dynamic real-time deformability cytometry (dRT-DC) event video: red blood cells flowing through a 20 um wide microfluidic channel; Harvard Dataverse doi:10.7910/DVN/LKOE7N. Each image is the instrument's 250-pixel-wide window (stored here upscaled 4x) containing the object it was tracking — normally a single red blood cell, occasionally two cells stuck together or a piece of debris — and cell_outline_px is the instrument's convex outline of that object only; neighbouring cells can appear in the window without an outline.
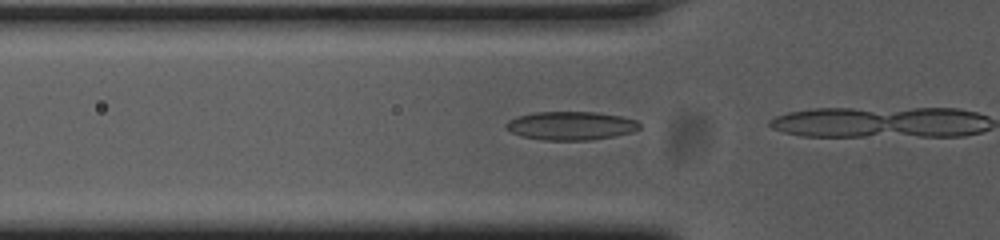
{"species": "common noctule bat (a hibernating species)", "species_latin": "Nyctalus noctula", "temperature_condition": "cold", "stored_images_in_passage": 5, "camera_frame_rate_fps": 3000, "um_per_image_px": 0.085, "animal": {"sex": "female", "body_mass_g": 23.0, "forearm_length_mm": 53.4}, "frame": {"image": 1, "passage_image": 3, "time_ms": 0.667, "image_size_px": [1000, 240], "cell_outline_px": [[640, 128], [632, 132], [612, 136], [588, 140], [544, 140], [520, 136], [504, 128], [504, 124], [508, 120], [516, 116], [536, 112], [596, 112], [620, 116], [636, 120], [640, 124]], "centroid_in_image_um": [48.47, 10.68], "position_along_channel_um": 77.3, "area_um2": 22.2}}